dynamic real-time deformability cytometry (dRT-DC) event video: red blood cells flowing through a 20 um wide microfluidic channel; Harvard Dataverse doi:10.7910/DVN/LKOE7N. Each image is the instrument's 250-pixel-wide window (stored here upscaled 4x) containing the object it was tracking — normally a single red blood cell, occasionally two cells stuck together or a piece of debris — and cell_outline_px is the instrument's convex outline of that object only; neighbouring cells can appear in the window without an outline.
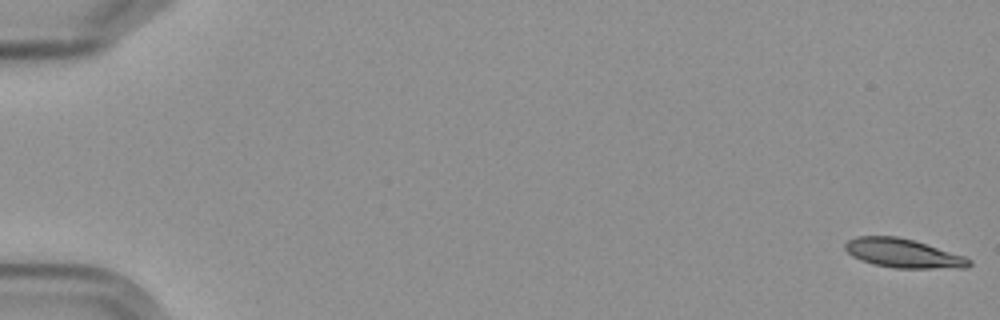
{"species": "Egyptian fruit bat (a non-hibernating species)", "species_latin": "Rousettus aegyptiacus", "temperature_condition": "cold", "stored_images_in_passage": 6, "camera_frame_rate_fps": 3000, "um_per_image_px": 0.085, "frame": {"image": 1, "passage_image": 1, "time_ms": 0.0, "image_size_px": [1000, 320], "cell_outline_px": [[972, 264], [968, 268], [896, 268], [872, 264], [860, 260], [852, 256], [844, 248], [844, 244], [848, 240], [856, 236], [896, 236], [912, 240], [964, 256], [972, 260]], "centroid_in_image_um": [76.75, 21.54], "position_along_channel_um": 8.3, "area_um2": 20.87}}
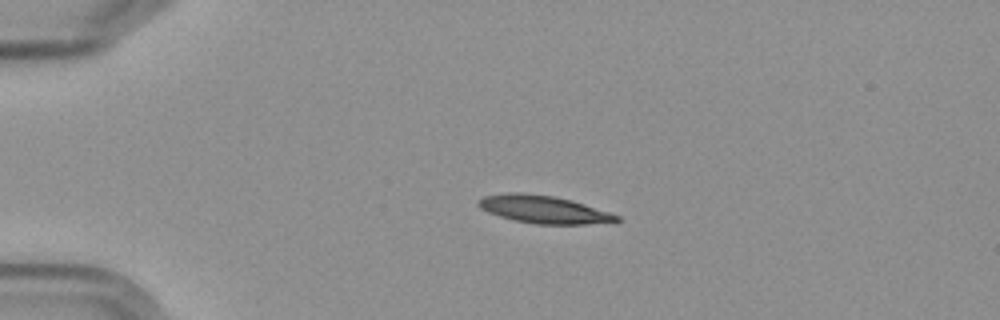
{"frame": {"image": 2, "passage_image": 5, "time_ms": 4.333, "image_size_px": [1000, 320], "cell_outline_px": [[620, 220], [584, 224], [536, 224], [516, 220], [500, 216], [488, 212], [480, 208], [476, 204], [476, 200], [484, 196], [508, 192], [520, 192], [552, 196], [572, 200], [620, 216]], "centroid_in_image_um": [46.13, 17.78], "position_along_channel_um": 38.9, "area_um2": 22.02}}